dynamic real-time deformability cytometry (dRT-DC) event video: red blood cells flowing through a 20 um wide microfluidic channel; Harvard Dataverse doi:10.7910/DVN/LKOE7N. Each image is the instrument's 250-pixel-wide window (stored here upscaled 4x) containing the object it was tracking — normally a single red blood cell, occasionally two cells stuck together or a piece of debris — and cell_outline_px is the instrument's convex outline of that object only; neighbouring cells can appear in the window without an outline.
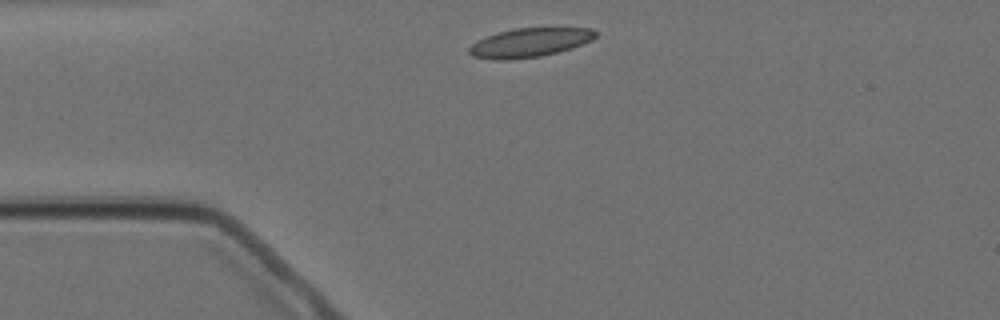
{"species": "Egyptian fruit bat (a non-hibernating species)", "species_latin": "Rousettus aegyptiacus", "temperature_condition": "cold", "stored_images_in_passage": 1, "camera_frame_rate_fps": 3000, "um_per_image_px": 0.085, "animal": {"sex": "female"}, "frame": {"image": 1, "passage_image": 1, "time_ms": 0.0, "image_size_px": [1000, 320], "cell_outline_px": [[596, 36], [592, 40], [572, 48], [540, 56], [504, 60], [496, 60], [472, 56], [468, 52], [468, 48], [476, 40], [512, 28], [592, 28], [596, 32]], "centroid_in_image_um": [45.0, 3.62], "position_along_channel_um": 40.0, "area_um2": 21.21}}